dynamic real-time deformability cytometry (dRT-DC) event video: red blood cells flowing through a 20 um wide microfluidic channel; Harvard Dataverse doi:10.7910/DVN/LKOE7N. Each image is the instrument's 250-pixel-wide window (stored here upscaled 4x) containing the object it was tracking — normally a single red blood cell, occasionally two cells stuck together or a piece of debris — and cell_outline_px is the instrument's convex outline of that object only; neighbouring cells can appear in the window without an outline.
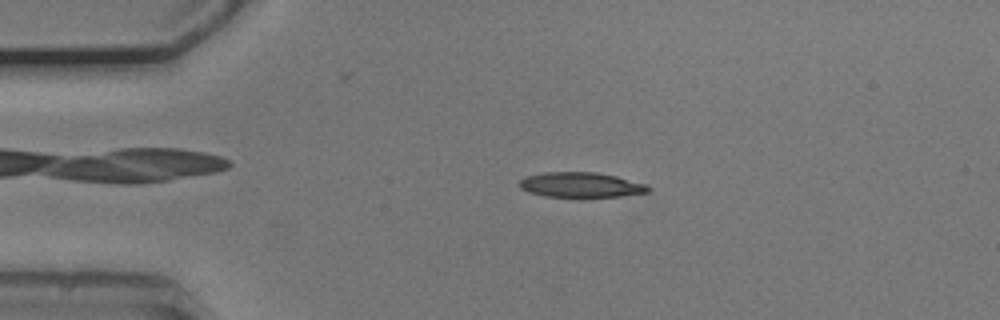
{"species": "common noctule bat (a hibernating species)", "species_latin": "Nyctalus noctula", "temperature_condition": "cold", "stored_images_in_passage": 47, "camera_frame_rate_fps": 3000, "um_per_image_px": 0.085, "animal": {"sex": "male", "body_mass_g": 20.5, "forearm_length_mm": 52.5}, "frame": {"image": 1, "passage_image": 10, "time_ms": 3.0, "image_size_px": [1000, 320], "cell_outline_px": [[652, 188], [648, 192], [620, 196], [544, 196], [528, 192], [520, 188], [520, 180], [528, 176], [544, 172], [596, 172], [616, 176], [644, 184]], "centroid_in_image_um": [49.36, 15.7], "position_along_channel_um": 35.6, "area_um2": 18.44}}
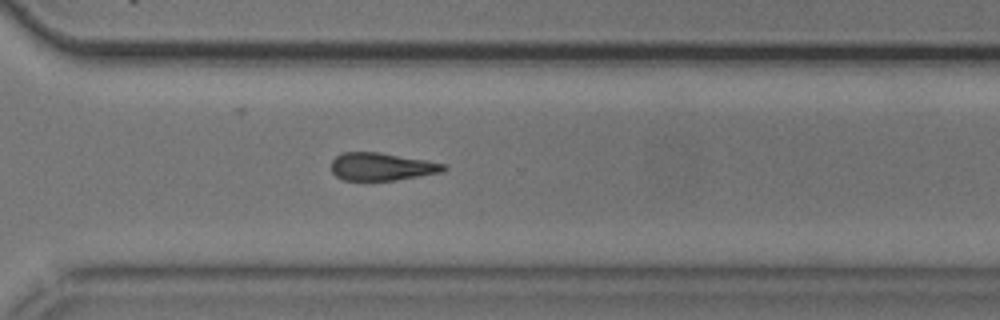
{"frame": {"image": 2, "passage_image": 37, "time_ms": 12.0, "image_size_px": [1000, 320], "cell_outline_px": [[448, 168], [440, 172], [396, 180], [344, 180], [336, 176], [332, 172], [332, 160], [336, 156], [344, 152], [380, 152], [424, 160], [444, 164]], "centroid_in_image_um": [32.41, 14.16], "position_along_channel_um": 338.2, "area_um2": 17.92}}
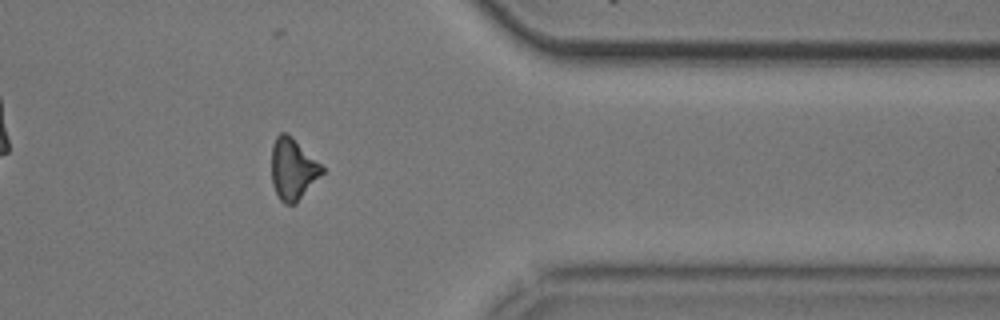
{"frame": {"image": 3, "passage_image": 42, "time_ms": 13.667, "image_size_px": [1000, 320], "cell_outline_px": [[324, 172], [296, 204], [284, 204], [280, 200], [272, 184], [272, 144], [276, 136], [280, 132], [288, 132], [324, 168]], "centroid_in_image_um": [24.88, 14.36], "position_along_channel_um": 386.5, "area_um2": 18.09}, "authors_computed_cell_mechanics": {"area_um2": 19.1318, "velocity_mm_per_s": 3.7614, "shape_relaxation_time_tau1_ms": 4.605, "shape_relaxation_time_tau2_ms": null, "deformation_change_tau1": 0.1429, "deformation_change_tau2": null}}